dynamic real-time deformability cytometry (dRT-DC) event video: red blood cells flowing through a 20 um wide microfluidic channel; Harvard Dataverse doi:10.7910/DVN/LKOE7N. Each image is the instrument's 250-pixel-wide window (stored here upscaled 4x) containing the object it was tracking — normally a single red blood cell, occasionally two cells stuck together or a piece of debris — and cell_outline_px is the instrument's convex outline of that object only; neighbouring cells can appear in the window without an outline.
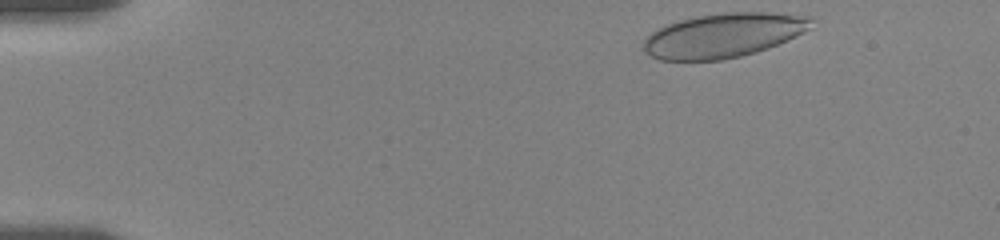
{"species": "human", "species_latin": "Homo sapiens", "temperature_condition": "room temperature", "stored_images_in_passage": 4, "camera_frame_rate_fps": 3000, "um_per_image_px": 0.085, "donor": {"sex": "female"}, "frame": {"image": 1, "passage_image": 1, "time_ms": 0.0, "image_size_px": [1000, 240], "cell_outline_px": [[812, 20], [808, 28], [804, 32], [796, 36], [768, 48], [756, 52], [740, 56], [720, 60], [660, 60], [644, 52], [644, 40], [656, 28], [680, 20], [696, 16], [724, 12], [772, 12], [812, 16]], "centroid_in_image_um": [61.49, 2.99], "position_along_channel_um": 23.5, "area_um2": 43.23}}